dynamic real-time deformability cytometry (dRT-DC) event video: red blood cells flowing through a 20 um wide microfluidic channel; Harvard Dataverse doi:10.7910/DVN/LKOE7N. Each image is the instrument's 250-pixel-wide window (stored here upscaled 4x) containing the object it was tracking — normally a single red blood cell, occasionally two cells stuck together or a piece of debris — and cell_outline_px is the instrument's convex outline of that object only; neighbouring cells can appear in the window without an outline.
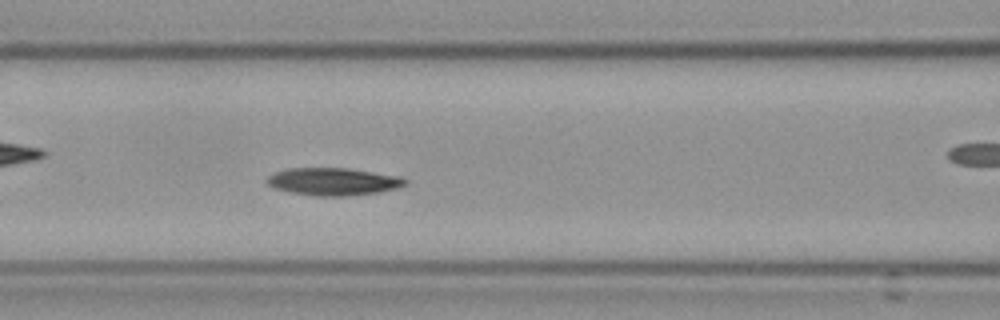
{"species": "Egyptian fruit bat (a non-hibernating species)", "species_latin": "Rousettus aegyptiacus", "temperature_condition": "cold", "stored_images_in_passage": 47, "camera_frame_rate_fps": 3000, "um_per_image_px": 0.085, "frame": {"image": 1, "passage_image": 14, "time_ms": 4.333, "image_size_px": [1000, 320], "cell_outline_px": [[408, 184], [396, 188], [380, 192], [344, 196], [316, 196], [292, 192], [276, 188], [268, 184], [264, 180], [268, 176], [276, 172], [288, 168], [348, 168], [404, 176], [408, 180]], "centroid_in_image_um": [28.39, 15.42], "position_along_channel_um": 138.2, "area_um2": 22.31}}